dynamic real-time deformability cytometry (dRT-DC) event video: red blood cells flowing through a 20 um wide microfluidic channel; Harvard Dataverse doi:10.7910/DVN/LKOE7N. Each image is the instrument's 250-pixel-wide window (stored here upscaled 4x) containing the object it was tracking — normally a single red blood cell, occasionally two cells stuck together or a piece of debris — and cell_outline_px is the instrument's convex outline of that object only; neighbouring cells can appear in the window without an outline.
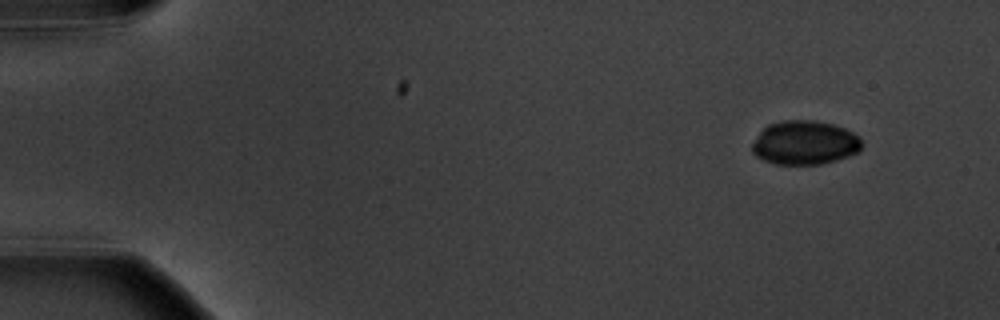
{"species": "common noctule bat (a hibernating species)", "species_latin": "Nyctalus noctula", "temperature_condition": "warm", "stored_images_in_passage": 6, "camera_frame_rate_fps": 3000, "um_per_image_px": 0.085, "animal": {"sex": "male", "body_mass_g": 20.1, "forearm_length_mm": 53.5}, "frame": {"image": 1, "passage_image": 1, "time_ms": 0.0, "image_size_px": [1000, 320], "cell_outline_px": [[860, 152], [836, 160], [820, 164], [776, 164], [764, 160], [756, 156], [752, 152], [752, 144], [760, 132], [768, 124], [784, 120], [816, 120], [832, 124], [844, 128], [860, 136]], "centroid_in_image_um": [68.4, 12.13], "position_along_channel_um": 16.6, "area_um2": 28.03}}
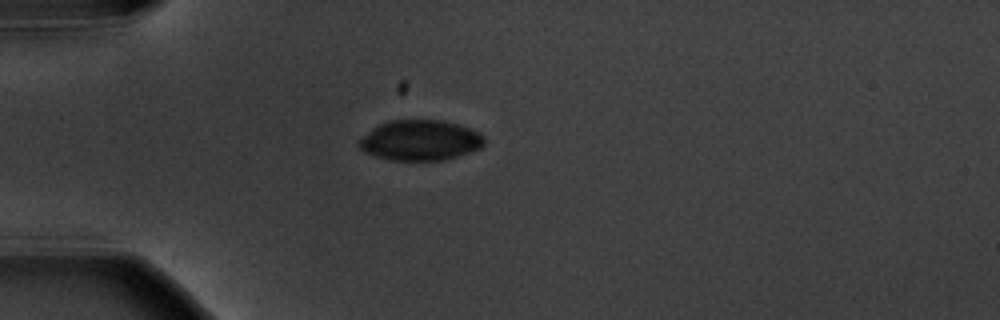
{"frame": {"image": 2, "passage_image": 4, "time_ms": 3.667, "image_size_px": [1000, 320], "cell_outline_px": [[484, 144], [480, 148], [444, 160], [392, 160], [376, 156], [364, 152], [356, 144], [356, 140], [372, 128], [388, 120], [444, 120], [480, 132], [484, 136]], "centroid_in_image_um": [35.67, 11.92], "position_along_channel_um": 49.3, "area_um2": 29.54}}